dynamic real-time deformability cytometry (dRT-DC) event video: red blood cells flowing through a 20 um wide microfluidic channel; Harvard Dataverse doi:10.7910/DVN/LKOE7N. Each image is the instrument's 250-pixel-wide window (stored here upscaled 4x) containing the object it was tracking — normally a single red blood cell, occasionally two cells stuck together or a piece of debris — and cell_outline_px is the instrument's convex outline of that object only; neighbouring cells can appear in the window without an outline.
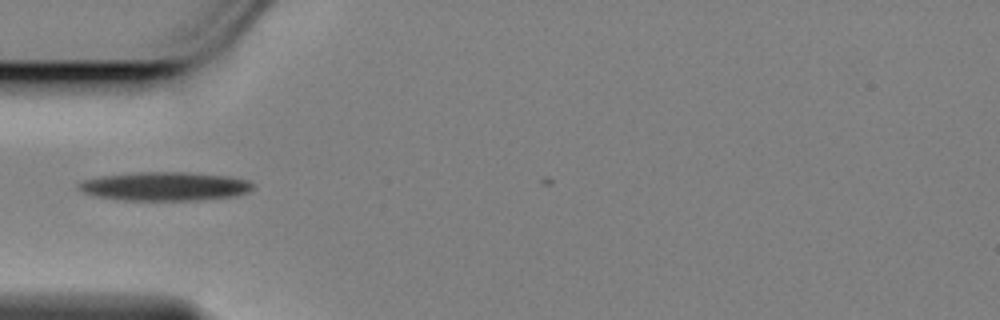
{"species": "Egyptian fruit bat (a non-hibernating species)", "species_latin": "Rousettus aegyptiacus", "temperature_condition": "cold", "stored_images_in_passage": 16, "camera_frame_rate_fps": 3000, "um_per_image_px": 0.085, "animal": {"sex": "female"}, "frame": {"image": 1, "passage_image": 2, "time_ms": 0.333, "image_size_px": [1000, 320], "cell_outline_px": [[252, 188], [244, 192], [232, 196], [188, 200], [124, 200], [100, 196], [84, 192], [80, 188], [80, 184], [84, 180], [104, 176], [136, 172], [188, 172], [224, 176], [248, 180], [252, 184]], "centroid_in_image_um": [14.01, 15.82], "position_along_channel_um": 71.0, "area_um2": 28.26}}
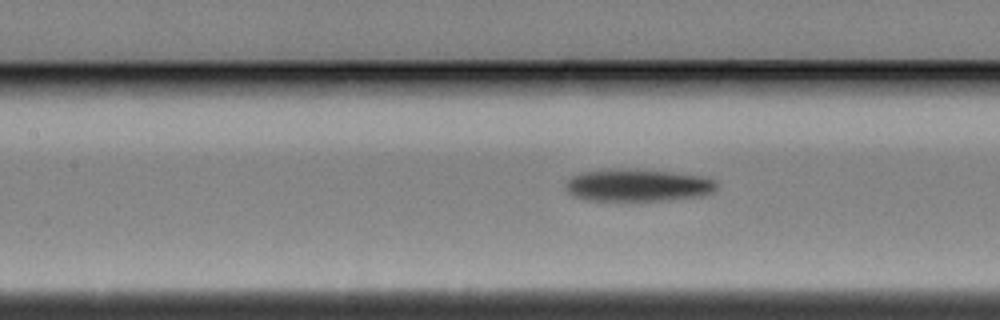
{"frame": {"image": 2, "passage_image": 9, "time_ms": 2.667, "image_size_px": [1000, 320], "cell_outline_px": [[716, 188], [712, 192], [700, 196], [660, 200], [584, 200], [572, 196], [564, 188], [564, 184], [572, 176], [584, 172], [604, 168], [612, 168], [668, 172], [700, 176], [712, 180], [716, 184]], "centroid_in_image_um": [54.1, 15.74], "position_along_channel_um": 153.3, "area_um2": 28.15}}
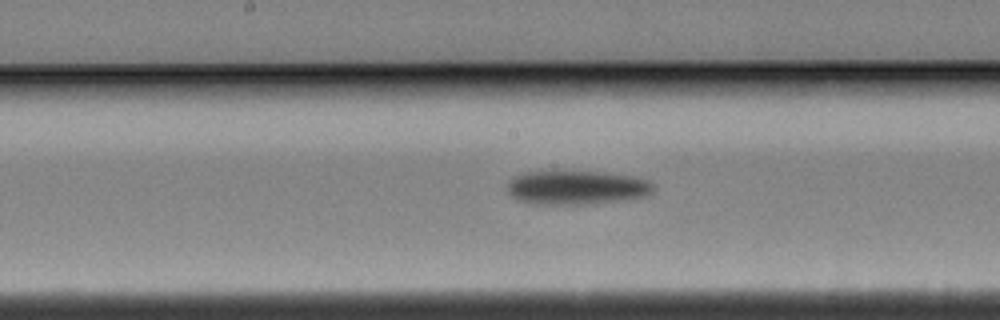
{"frame": {"image": 3, "passage_image": 13, "time_ms": 4.0, "image_size_px": [1000, 320], "cell_outline_px": [[652, 192], [644, 196], [620, 200], [584, 204], [536, 204], [520, 200], [512, 196], [508, 188], [508, 184], [516, 176], [528, 172], [596, 172], [632, 176], [648, 180], [652, 184]], "centroid_in_image_um": [49.02, 15.95], "position_along_channel_um": 199.2, "area_um2": 28.09}}